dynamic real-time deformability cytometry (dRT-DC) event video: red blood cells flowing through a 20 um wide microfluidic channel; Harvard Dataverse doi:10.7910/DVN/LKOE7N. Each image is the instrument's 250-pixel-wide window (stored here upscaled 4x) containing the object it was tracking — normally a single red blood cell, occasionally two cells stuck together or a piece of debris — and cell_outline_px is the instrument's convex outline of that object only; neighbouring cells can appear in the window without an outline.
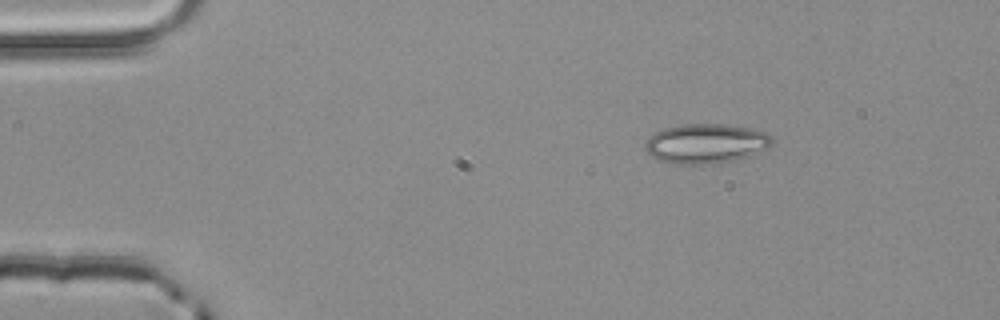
{"species": "common noctule bat (a hibernating species)", "species_latin": "Nyctalus noctula", "temperature_condition": "room temperature", "stored_images_in_passage": 5, "camera_frame_rate_fps": 3000, "um_per_image_px": 0.085, "animal": {"sex": "male", "body_mass_g": 20.4}, "frame": {"image": 1, "passage_image": 5, "time_ms": 1.333, "image_size_px": [1000, 320], "cell_outline_px": [[772, 144], [768, 148], [732, 160], [716, 164], [672, 164], [656, 160], [644, 148], [644, 144], [648, 136], [664, 128], [680, 124], [724, 124], [748, 128], [764, 132], [772, 136]], "centroid_in_image_um": [59.93, 12.2], "position_along_channel_um": 25.1, "area_um2": 29.3}}